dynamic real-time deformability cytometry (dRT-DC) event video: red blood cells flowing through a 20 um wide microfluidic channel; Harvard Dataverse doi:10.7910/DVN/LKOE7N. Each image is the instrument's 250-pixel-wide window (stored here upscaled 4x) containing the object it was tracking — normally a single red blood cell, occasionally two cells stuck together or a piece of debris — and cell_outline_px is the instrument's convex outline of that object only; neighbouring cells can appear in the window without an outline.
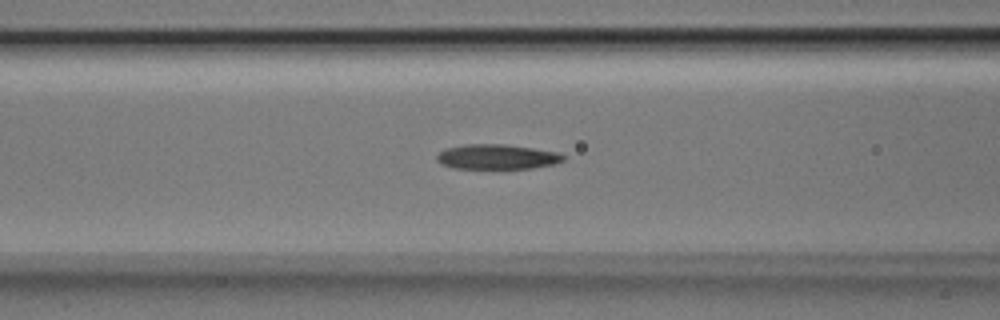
{"species": "Egyptian fruit bat (a non-hibernating species)", "species_latin": "Rousettus aegyptiacus", "temperature_condition": "room temperature", "stored_images_in_passage": 42, "camera_frame_rate_fps": 3000, "um_per_image_px": 0.085, "animal": {"sex": "male"}, "frame": {"image": 1, "passage_image": 11, "time_ms": 3.333, "image_size_px": [1000, 320], "cell_outline_px": [[568, 156], [564, 160], [556, 164], [532, 168], [452, 168], [436, 160], [436, 156], [444, 148], [464, 144], [504, 144], [560, 152]], "centroid_in_image_um": [42.29, 13.32], "position_along_channel_um": 124.3, "area_um2": 18.5}}
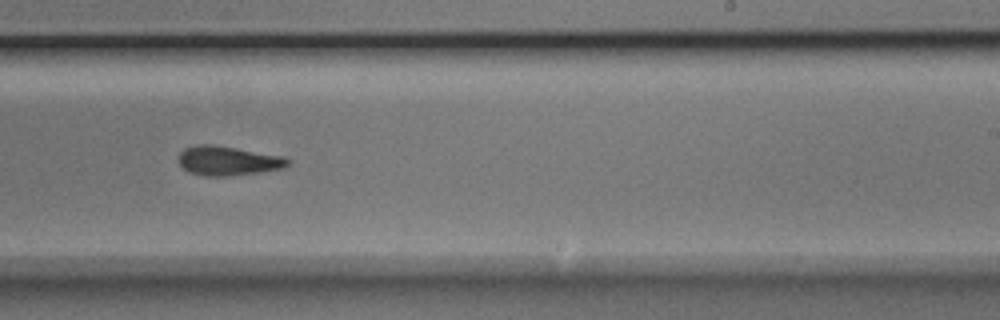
{"frame": {"image": 2, "passage_image": 22, "time_ms": 7.0, "image_size_px": [1000, 320], "cell_outline_px": [[288, 164], [280, 168], [260, 172], [224, 176], [204, 176], [188, 172], [176, 160], [180, 152], [184, 148], [196, 144], [212, 144], [284, 156], [288, 160]], "centroid_in_image_um": [19.29, 13.65], "position_along_channel_um": 269.7, "area_um2": 18.61}}
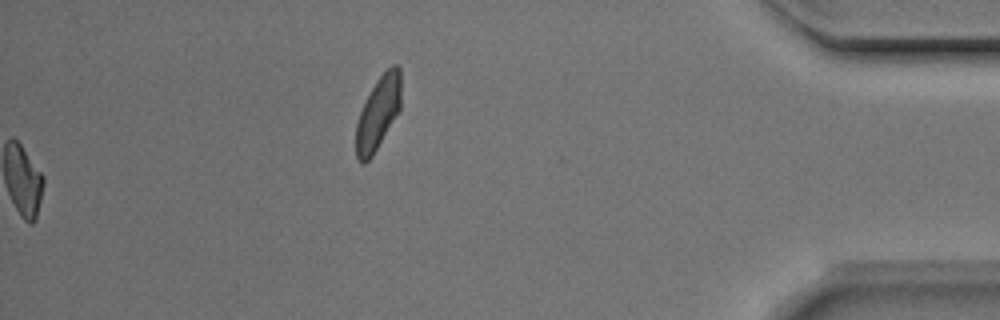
{"frame": {"image": 3, "passage_image": 42, "time_ms": 13.667, "image_size_px": [1000, 320], "cell_outline_px": [[400, 108], [372, 156], [364, 164], [360, 164], [356, 156], [356, 124], [360, 112], [376, 80], [392, 64], [400, 64]], "centroid_in_image_um": [32.13, 9.6], "position_along_channel_um": 403.1, "area_um2": 18.79}, "authors_computed_cell_mechanics": {"area_um2": 18.5827, "velocity_mm_per_s": 3.972, "shape_relaxation_time_tau1_ms": 3.4796, "shape_relaxation_time_tau2_ms": null, "deformation_change_tau1": 0.1453, "deformation_change_tau2": null}}